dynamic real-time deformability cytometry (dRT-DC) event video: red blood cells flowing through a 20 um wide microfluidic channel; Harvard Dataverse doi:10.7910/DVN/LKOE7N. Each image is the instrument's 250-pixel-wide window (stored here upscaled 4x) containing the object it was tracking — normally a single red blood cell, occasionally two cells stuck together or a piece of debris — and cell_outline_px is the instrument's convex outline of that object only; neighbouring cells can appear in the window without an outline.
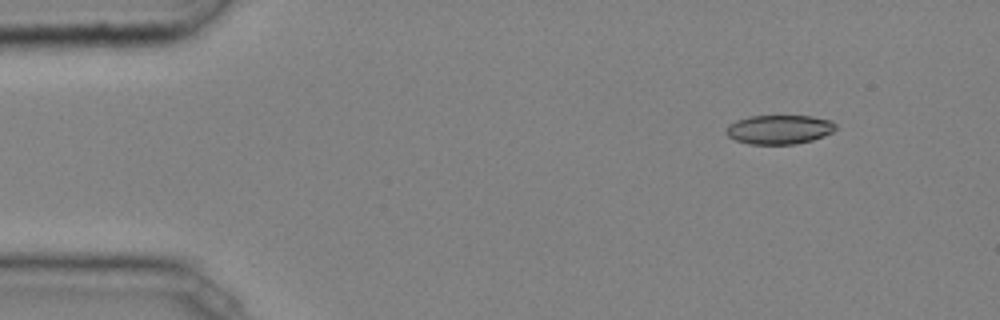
{"species": "common noctule bat (a hibernating species)", "species_latin": "Nyctalus noctula", "temperature_condition": "cold", "stored_images_in_passage": 40, "camera_frame_rate_fps": 3000, "um_per_image_px": 0.085, "animal": {"sex": "male", "body_mass_g": 20.4}, "frame": {"image": 1, "passage_image": 1, "time_ms": 0.0, "image_size_px": [1000, 320], "cell_outline_px": [[836, 128], [832, 132], [824, 136], [812, 140], [796, 144], [748, 144], [736, 140], [728, 136], [724, 132], [728, 124], [736, 120], [748, 116], [812, 116], [832, 120], [836, 124]], "centroid_in_image_um": [66.22, 11.0], "position_along_channel_um": 18.8, "area_um2": 18.79}}
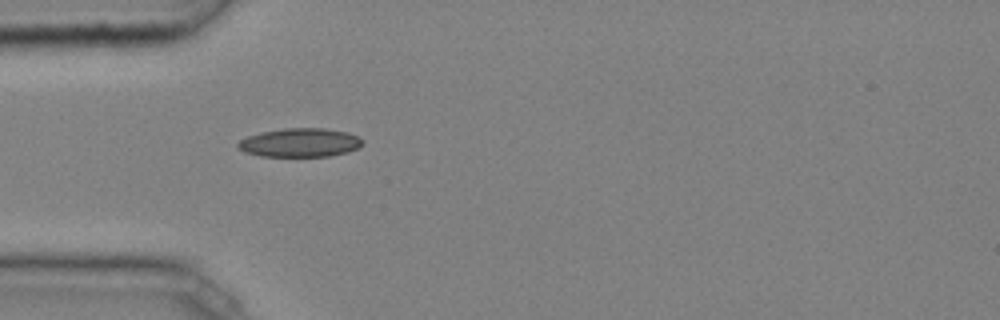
{"frame": {"image": 2, "passage_image": 10, "time_ms": 3.0, "image_size_px": [1000, 320], "cell_outline_px": [[364, 144], [360, 148], [348, 152], [328, 156], [260, 156], [244, 152], [236, 148], [236, 144], [240, 140], [248, 136], [264, 132], [284, 128], [324, 128], [348, 132], [364, 140]], "centroid_in_image_um": [25.52, 12.13], "position_along_channel_um": 59.5, "area_um2": 20.98}}
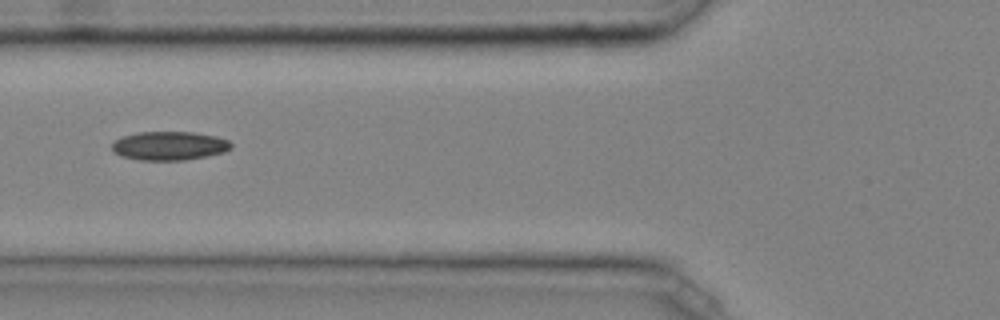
{"frame": {"image": 3, "passage_image": 14, "time_ms": 4.333, "image_size_px": [1000, 320], "cell_outline_px": [[232, 148], [224, 152], [184, 160], [140, 160], [120, 156], [112, 152], [112, 144], [116, 140], [124, 136], [136, 132], [192, 132], [216, 136], [228, 140], [232, 144]], "centroid_in_image_um": [14.37, 12.39], "position_along_channel_um": 111.4, "area_um2": 19.94}}